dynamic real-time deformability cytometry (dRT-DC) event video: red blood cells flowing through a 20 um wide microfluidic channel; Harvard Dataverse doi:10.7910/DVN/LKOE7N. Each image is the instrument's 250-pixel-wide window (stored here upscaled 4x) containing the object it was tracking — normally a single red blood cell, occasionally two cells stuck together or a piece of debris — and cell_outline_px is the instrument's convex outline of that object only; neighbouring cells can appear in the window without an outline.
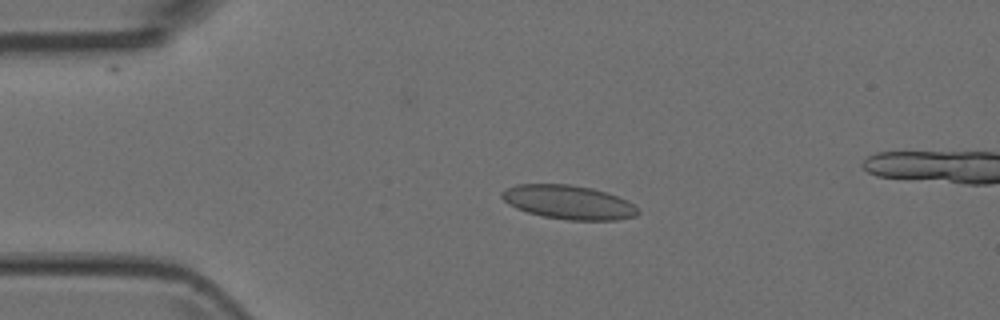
{"species": "Egyptian fruit bat (a non-hibernating species)", "species_latin": "Rousettus aegyptiacus", "temperature_condition": "room temperature", "stored_images_in_passage": 41, "camera_frame_rate_fps": 3000, "um_per_image_px": 0.085, "animal": {"sex": "female"}, "frame": {"image": 1, "passage_image": 4, "time_ms": 1.0, "image_size_px": [1000, 320], "cell_outline_px": [[640, 212], [636, 216], [616, 220], [568, 220], [544, 216], [528, 212], [516, 208], [508, 204], [500, 196], [500, 192], [504, 188], [516, 184], [568, 184], [592, 188], [628, 200]], "centroid_in_image_um": [48.29, 17.18], "position_along_channel_um": 36.7, "area_um2": 26.88}}
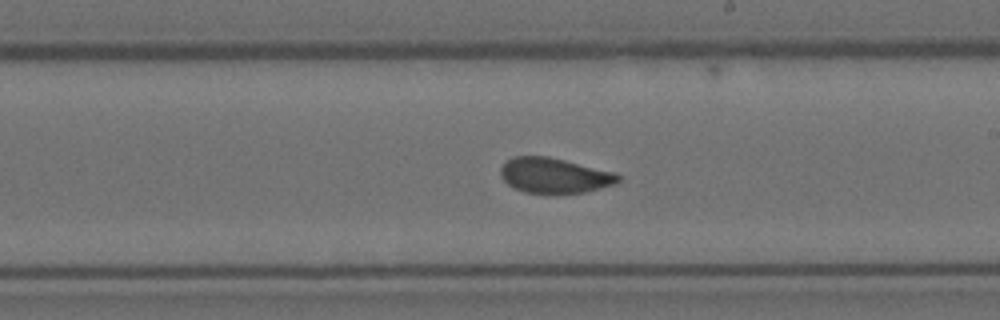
{"frame": {"image": 2, "passage_image": 22, "time_ms": 7.0, "image_size_px": [1000, 320], "cell_outline_px": [[620, 180], [616, 184], [584, 192], [552, 196], [524, 192], [512, 188], [500, 176], [500, 168], [512, 156], [548, 156], [616, 172], [620, 176]], "centroid_in_image_um": [47.12, 14.95], "position_along_channel_um": 241.9, "area_um2": 24.85}}
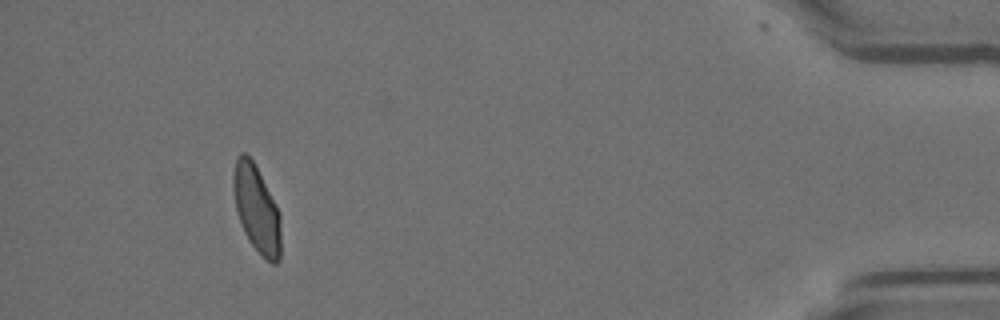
{"frame": {"image": 3, "passage_image": 40, "time_ms": 13.0, "image_size_px": [1000, 320], "cell_outline_px": [[280, 260], [276, 264], [272, 264], [248, 240], [244, 232], [236, 208], [232, 184], [232, 176], [236, 160], [240, 152], [244, 152], [252, 160], [280, 212]], "centroid_in_image_um": [21.81, 17.76], "position_along_channel_um": 413.4, "area_um2": 23.7}}